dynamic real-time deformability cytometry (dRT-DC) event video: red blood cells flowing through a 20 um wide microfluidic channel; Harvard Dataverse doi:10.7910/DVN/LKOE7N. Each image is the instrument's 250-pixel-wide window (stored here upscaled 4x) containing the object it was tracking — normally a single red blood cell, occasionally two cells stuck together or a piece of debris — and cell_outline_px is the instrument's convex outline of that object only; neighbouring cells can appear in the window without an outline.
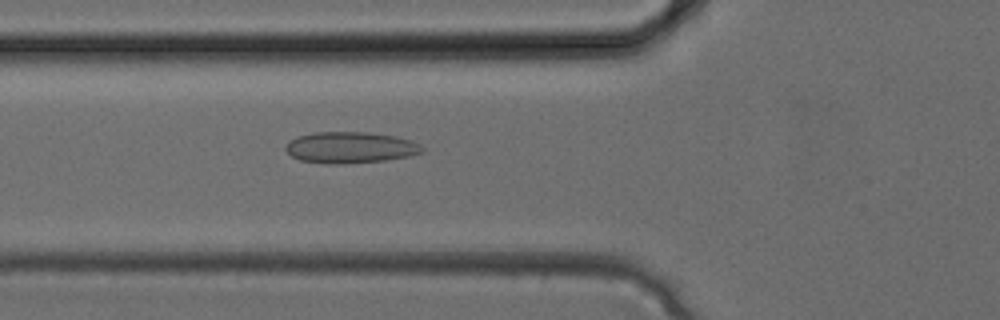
{"species": "common noctule bat (a hibernating species)", "species_latin": "Nyctalus noctula", "temperature_condition": "cold", "stored_images_in_passage": 26, "camera_frame_rate_fps": 3000, "um_per_image_px": 0.085, "animal": {"sex": "female", "body_mass_g": 24.6, "forearm_length_mm": 56.2}, "frame": {"image": 1, "passage_image": 5, "time_ms": 1.333, "image_size_px": [1000, 320], "cell_outline_px": [[424, 152], [408, 156], [384, 160], [336, 164], [328, 164], [300, 160], [292, 156], [284, 148], [296, 136], [312, 132], [368, 132], [396, 136], [412, 140], [420, 144], [424, 148]], "centroid_in_image_um": [29.8, 12.52], "position_along_channel_um": 96.0, "area_um2": 24.85}}
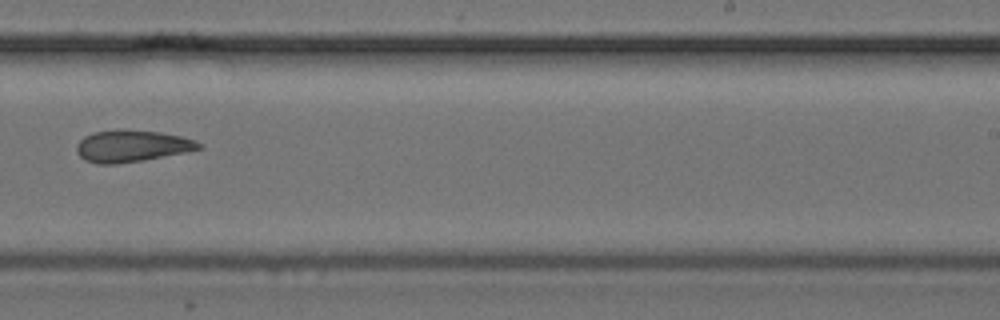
{"frame": {"image": 2, "passage_image": 14, "time_ms": 4.333, "image_size_px": [1000, 320], "cell_outline_px": [[204, 148], [144, 160], [116, 164], [96, 164], [84, 160], [76, 152], [76, 144], [84, 136], [92, 132], [120, 128], [124, 128], [160, 132], [180, 136], [196, 140], [204, 144]], "centroid_in_image_um": [11.19, 12.39], "position_along_channel_um": 277.8, "area_um2": 23.12}}
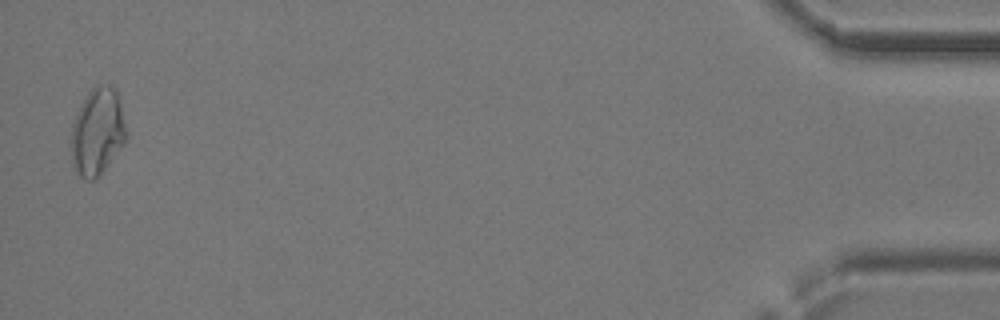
{"frame": {"image": 3, "passage_image": 26, "time_ms": 8.333, "image_size_px": [1000, 320], "cell_outline_px": [[128, 136], [124, 144], [104, 168], [92, 180], [88, 180], [80, 176], [72, 164], [72, 124], [80, 104], [88, 92], [92, 88], [100, 84], [108, 84], [116, 88]], "centroid_in_image_um": [8.29, 11.14], "position_along_channel_um": 426.9, "area_um2": 27.63}}